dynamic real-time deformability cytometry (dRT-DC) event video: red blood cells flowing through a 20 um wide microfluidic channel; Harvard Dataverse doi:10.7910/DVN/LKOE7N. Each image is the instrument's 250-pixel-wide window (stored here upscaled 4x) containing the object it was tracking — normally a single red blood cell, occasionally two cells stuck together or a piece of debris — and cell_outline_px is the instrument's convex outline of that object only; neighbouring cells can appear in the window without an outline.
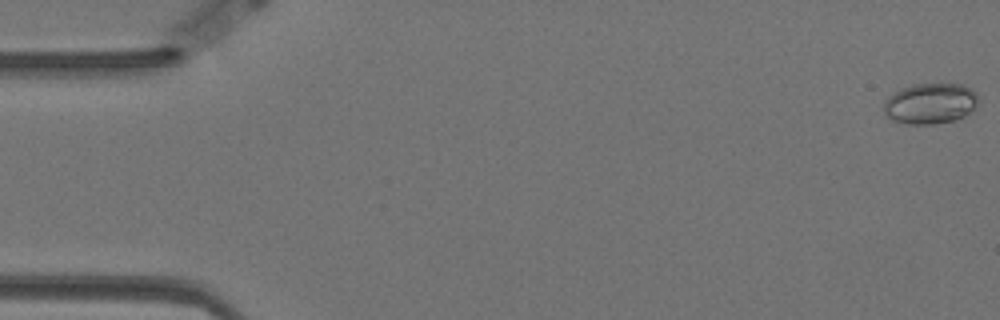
{"species": "Egyptian fruit bat (a non-hibernating species)", "species_latin": "Rousettus aegyptiacus", "temperature_condition": "warm", "stored_images_in_passage": 58, "camera_frame_rate_fps": 3000, "um_per_image_px": 0.085, "animal": {"sex": "female"}, "frame": {"image": 1, "passage_image": 1, "time_ms": 0.0, "image_size_px": [1000, 320], "cell_outline_px": [[980, 104], [964, 116], [956, 120], [932, 124], [908, 124], [892, 120], [884, 112], [884, 100], [888, 96], [900, 88], [912, 84], [964, 84], [972, 88], [976, 92], [980, 100]], "centroid_in_image_um": [79.11, 8.78], "position_along_channel_um": 5.9, "area_um2": 22.83}}
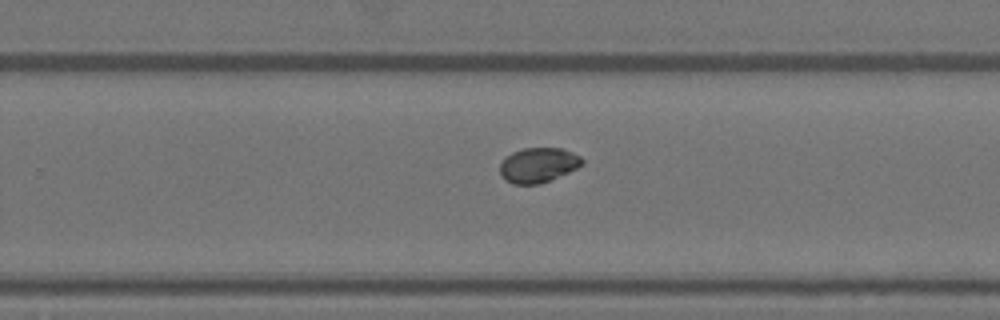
{"frame": {"image": 2, "passage_image": 37, "time_ms": 12.0, "image_size_px": [1000, 320], "cell_outline_px": [[584, 164], [568, 172], [540, 184], [512, 184], [504, 180], [500, 176], [500, 164], [512, 152], [524, 148], [564, 148], [580, 156], [584, 160]], "centroid_in_image_um": [45.75, 14.03], "position_along_channel_um": 284.1, "area_um2": 16.7}}
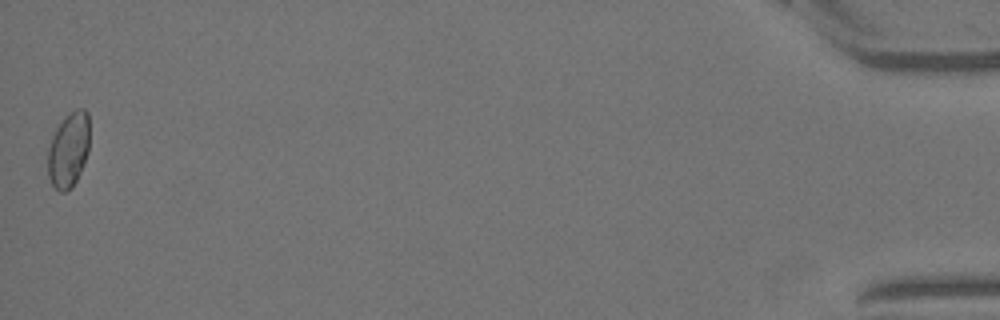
{"frame": {"image": 3, "passage_image": 58, "time_ms": 19.0, "image_size_px": [1000, 320], "cell_outline_px": [[88, 152], [80, 172], [72, 188], [64, 192], [60, 192], [52, 184], [48, 176], [48, 148], [52, 136], [56, 128], [64, 116], [76, 108], [84, 108], [88, 112]], "centroid_in_image_um": [5.82, 12.72], "position_along_channel_um": 429.4, "area_um2": 18.26}, "authors_computed_cell_mechanics": {"area_um2": 17.2244, "velocity_mm_per_s": 3.4957, "shape_relaxation_time_tau1_ms": null, "shape_relaxation_time_tau2_ms": 1.337, "deformation_change_tau1": null, "deformation_change_tau2": 0.0303}}